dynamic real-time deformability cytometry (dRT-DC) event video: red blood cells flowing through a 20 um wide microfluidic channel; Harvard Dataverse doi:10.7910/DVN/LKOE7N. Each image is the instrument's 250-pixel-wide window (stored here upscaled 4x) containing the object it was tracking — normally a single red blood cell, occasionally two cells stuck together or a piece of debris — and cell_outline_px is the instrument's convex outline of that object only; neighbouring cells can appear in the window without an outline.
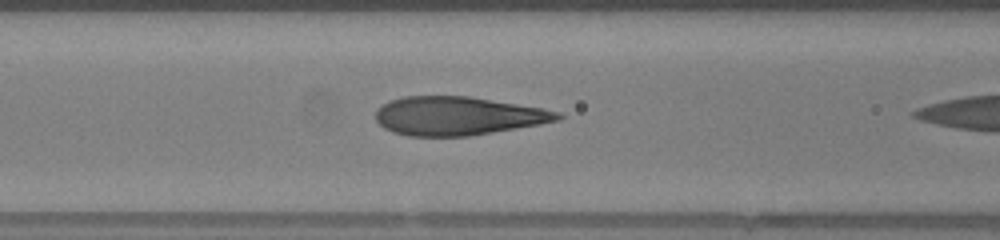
{"species": "human", "species_latin": "Homo sapiens", "temperature_condition": "warm", "stored_images_in_passage": 15, "camera_frame_rate_fps": 3000, "um_per_image_px": 0.085, "donor": {"sex": "female"}, "frame": {"image": 1, "passage_image": 5, "time_ms": 1.333, "image_size_px": [1000, 240], "cell_outline_px": [[564, 116], [560, 120], [540, 124], [468, 136], [408, 136], [384, 128], [376, 120], [376, 108], [392, 100], [404, 96], [468, 96], [544, 108], [560, 112]], "centroid_in_image_um": [38.94, 9.85], "position_along_channel_um": 127.7, "area_um2": 40.75}}
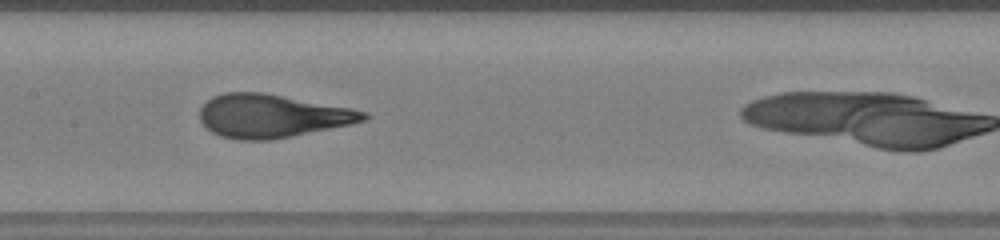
{"frame": {"image": 2, "passage_image": 9, "time_ms": 2.667, "image_size_px": [1000, 240], "cell_outline_px": [[368, 116], [364, 120], [352, 124], [292, 136], [268, 140], [240, 140], [220, 136], [212, 132], [200, 120], [200, 108], [212, 96], [224, 92], [264, 92], [352, 108], [368, 112]], "centroid_in_image_um": [23.12, 9.85], "position_along_channel_um": 184.3, "area_um2": 41.33}}